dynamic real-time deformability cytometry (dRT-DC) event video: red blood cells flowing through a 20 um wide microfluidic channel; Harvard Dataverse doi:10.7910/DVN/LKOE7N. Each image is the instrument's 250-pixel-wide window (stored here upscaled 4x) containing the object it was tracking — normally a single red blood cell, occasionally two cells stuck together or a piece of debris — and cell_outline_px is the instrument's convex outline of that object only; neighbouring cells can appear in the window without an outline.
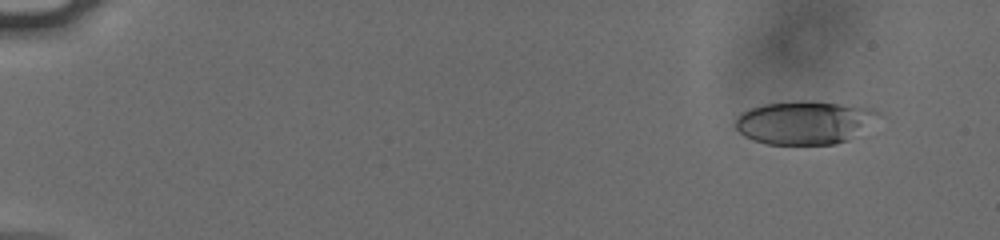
{"species": "human", "species_latin": "Homo sapiens", "temperature_condition": "cold", "stored_images_in_passage": 54, "camera_frame_rate_fps": 3000, "um_per_image_px": 0.085, "donor": {"sex": "male"}, "frame": {"image": 1, "passage_image": 4, "time_ms": 1.0, "image_size_px": [1000, 240], "cell_outline_px": [[880, 112], [848, 140], [836, 144], [768, 144], [752, 140], [744, 136], [736, 128], [736, 120], [740, 112], [764, 104], [796, 100], [808, 100], [872, 108]], "centroid_in_image_um": [68.28, 10.4], "position_along_channel_um": 16.7, "area_um2": 35.43}}
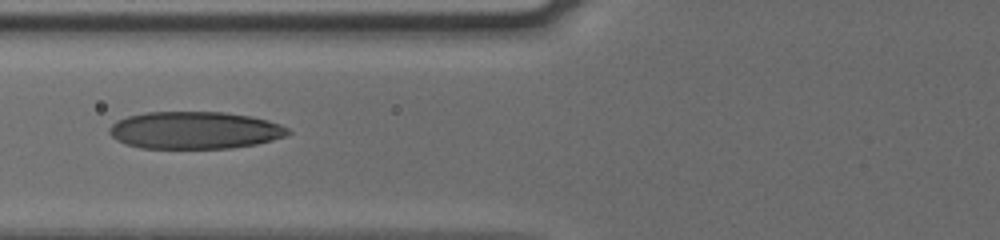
{"frame": {"image": 2, "passage_image": 23, "time_ms": 7.333, "image_size_px": [1000, 240], "cell_outline_px": [[292, 132], [288, 136], [256, 144], [232, 148], [140, 148], [124, 144], [116, 140], [108, 132], [108, 128], [116, 120], [128, 116], [144, 112], [224, 112], [252, 116], [268, 120], [280, 124], [288, 128]], "centroid_in_image_um": [16.55, 11.07], "position_along_channel_um": 109.2, "area_um2": 39.25}}
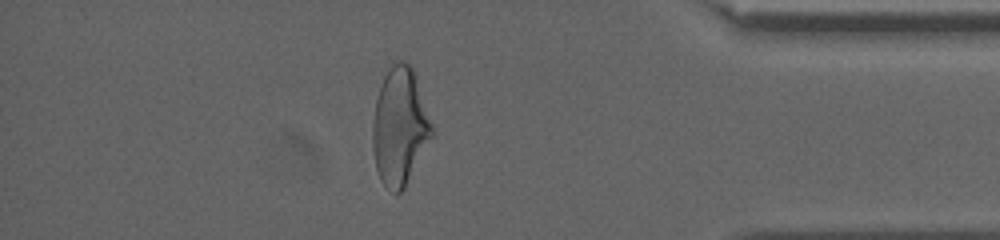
{"frame": {"image": 3, "passage_image": 48, "time_ms": 15.667, "image_size_px": [1000, 240], "cell_outline_px": [[432, 136], [404, 188], [396, 196], [380, 180], [376, 168], [372, 148], [372, 124], [376, 100], [384, 76], [392, 64], [400, 60], [404, 60], [412, 68], [432, 124]], "centroid_in_image_um": [33.95, 10.79], "position_along_channel_um": 401.3, "area_um2": 39.94}, "authors_computed_cell_mechanics": {"area_um2": 37.7723, "velocity_mm_per_s": 3.8196, "shape_relaxation_time_tau1_ms": 5.2862, "shape_relaxation_time_tau2_ms": 1.4359, "deformation_change_tau1": 0.1908, "deformation_change_tau2": 0.0904}}